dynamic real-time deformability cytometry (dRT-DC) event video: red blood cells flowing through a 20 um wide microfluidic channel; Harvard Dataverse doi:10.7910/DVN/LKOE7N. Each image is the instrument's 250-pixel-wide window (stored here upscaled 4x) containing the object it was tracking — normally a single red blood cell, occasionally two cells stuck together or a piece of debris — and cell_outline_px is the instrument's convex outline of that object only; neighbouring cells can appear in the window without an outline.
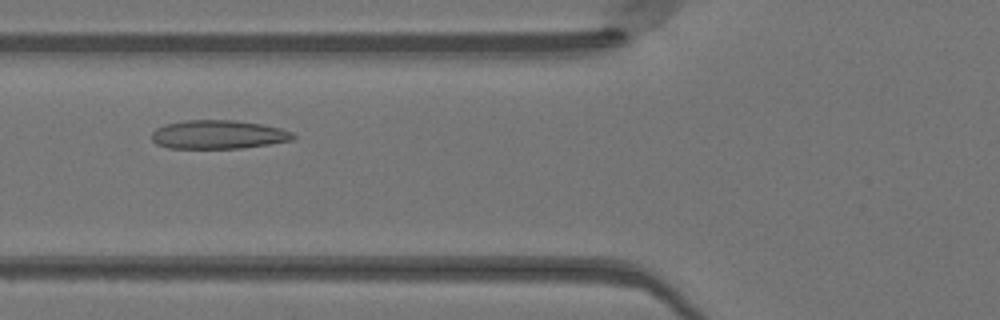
{"species": "Egyptian fruit bat (a non-hibernating species)", "species_latin": "Rousettus aegyptiacus", "temperature_condition": "warm", "stored_images_in_passage": 42, "camera_frame_rate_fps": 3000, "um_per_image_px": 0.085, "animal": {"sex": "female"}, "frame": {"image": 1, "passage_image": 12, "time_ms": 3.667, "image_size_px": [1000, 320], "cell_outline_px": [[296, 136], [292, 140], [244, 148], [168, 148], [156, 144], [152, 140], [152, 132], [156, 128], [164, 124], [184, 120], [236, 120], [260, 124], [280, 128], [292, 132]], "centroid_in_image_um": [18.52, 11.43], "position_along_channel_um": 107.3, "area_um2": 23.7}}
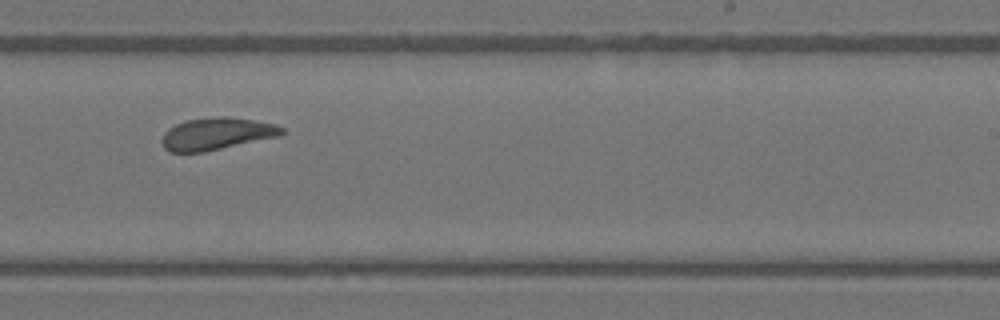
{"frame": {"image": 2, "passage_image": 24, "time_ms": 7.667, "image_size_px": [1000, 320], "cell_outline_px": [[284, 132], [280, 136], [204, 152], [168, 152], [164, 148], [160, 140], [164, 132], [168, 128], [176, 124], [188, 120], [216, 116], [224, 116], [252, 120], [276, 124], [284, 128]], "centroid_in_image_um": [18.39, 11.38], "position_along_channel_um": 270.6, "area_um2": 22.54}}
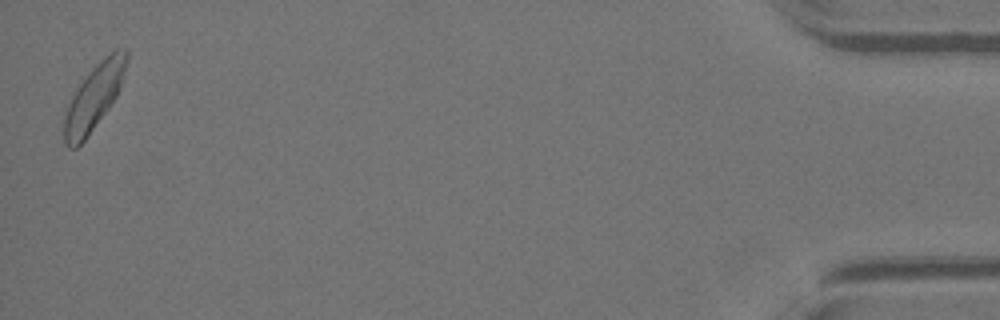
{"frame": {"image": 3, "passage_image": 42, "time_ms": 13.667, "image_size_px": [1000, 320], "cell_outline_px": [[128, 60], [120, 88], [116, 96], [88, 136], [76, 148], [68, 148], [64, 144], [64, 108], [88, 72], [100, 60], [116, 48], [128, 48]], "centroid_in_image_um": [7.98, 8.24], "position_along_channel_um": 427.2, "area_um2": 23.76}, "authors_computed_cell_mechanics": {"area_um2": 22.7443, "velocity_mm_per_s": 4.1021, "shape_relaxation_time_tau1_ms": 10.4315, "shape_relaxation_time_tau2_ms": 3.4153, "deformation_change_tau1": 0.223, "deformation_change_tau2": 0.1241}}